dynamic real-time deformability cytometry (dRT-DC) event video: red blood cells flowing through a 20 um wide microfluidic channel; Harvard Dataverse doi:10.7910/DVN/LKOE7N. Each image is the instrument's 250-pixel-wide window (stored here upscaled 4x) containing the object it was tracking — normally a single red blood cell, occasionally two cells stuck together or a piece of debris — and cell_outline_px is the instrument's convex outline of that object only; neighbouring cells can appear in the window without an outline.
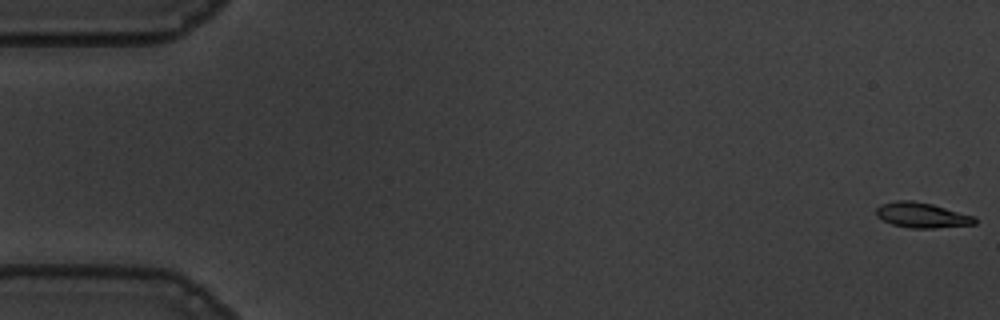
{"species": "common noctule bat (a hibernating species)", "species_latin": "Nyctalus noctula", "temperature_condition": "warm", "stored_images_in_passage": 56, "camera_frame_rate_fps": 3000, "um_per_image_px": 0.085, "animal": {"sex": "male", "body_mass_g": 19.5, "forearm_length_mm": 54.6}, "frame": {"image": 1, "passage_image": 1, "time_ms": 0.0, "image_size_px": [1000, 320], "cell_outline_px": [[976, 224], [932, 228], [912, 228], [892, 224], [876, 216], [876, 208], [880, 204], [896, 200], [912, 200], [932, 204], [976, 216]], "centroid_in_image_um": [78.36, 18.28], "position_along_channel_um": 6.6, "area_um2": 14.51}}
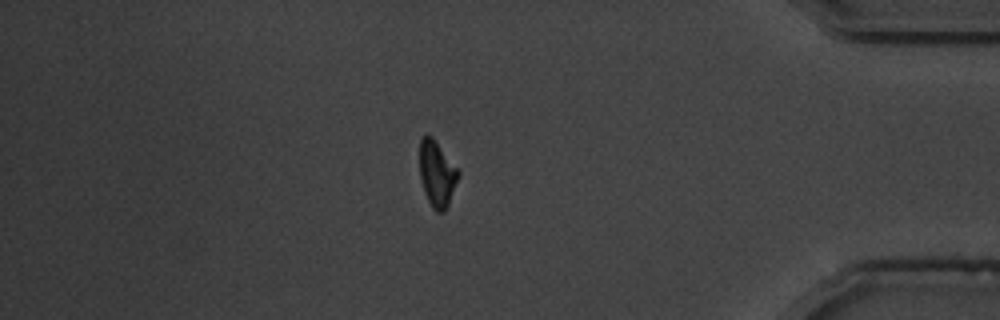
{"frame": {"image": 2, "passage_image": 48, "time_ms": 15.667, "image_size_px": [1000, 320], "cell_outline_px": [[460, 176], [448, 204], [444, 212], [436, 212], [432, 208], [424, 192], [420, 176], [420, 140], [424, 136], [432, 136], [460, 172]], "centroid_in_image_um": [37.15, 14.8], "position_along_channel_um": 398.1, "area_um2": 14.68}}
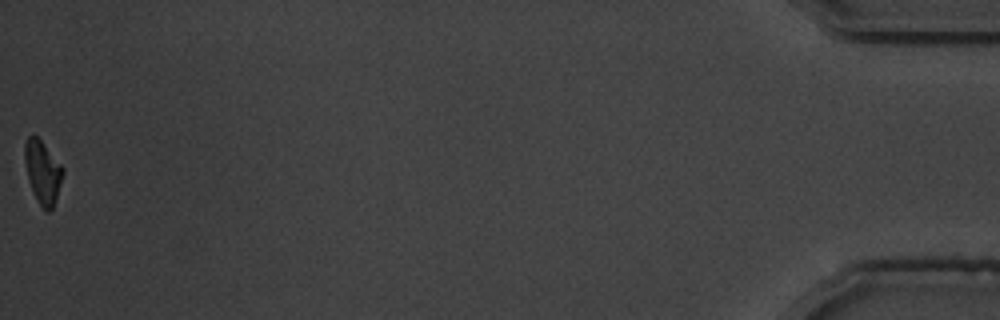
{"frame": {"image": 3, "passage_image": 56, "time_ms": 18.333, "image_size_px": [1000, 320], "cell_outline_px": [[64, 172], [52, 208], [48, 212], [36, 200], [28, 180], [24, 160], [24, 144], [28, 136], [36, 136], [40, 140], [64, 168]], "centroid_in_image_um": [3.6, 14.61], "position_along_channel_um": 431.6, "area_um2": 13.7}, "authors_computed_cell_mechanics": {"area_um2": 14.8835, "velocity_mm_per_s": 3.6644, "shape_relaxation_time_tau1_ms": 4.3949, "shape_relaxation_time_tau2_ms": null, "deformation_change_tau1": 0.1901, "deformation_change_tau2": null}}